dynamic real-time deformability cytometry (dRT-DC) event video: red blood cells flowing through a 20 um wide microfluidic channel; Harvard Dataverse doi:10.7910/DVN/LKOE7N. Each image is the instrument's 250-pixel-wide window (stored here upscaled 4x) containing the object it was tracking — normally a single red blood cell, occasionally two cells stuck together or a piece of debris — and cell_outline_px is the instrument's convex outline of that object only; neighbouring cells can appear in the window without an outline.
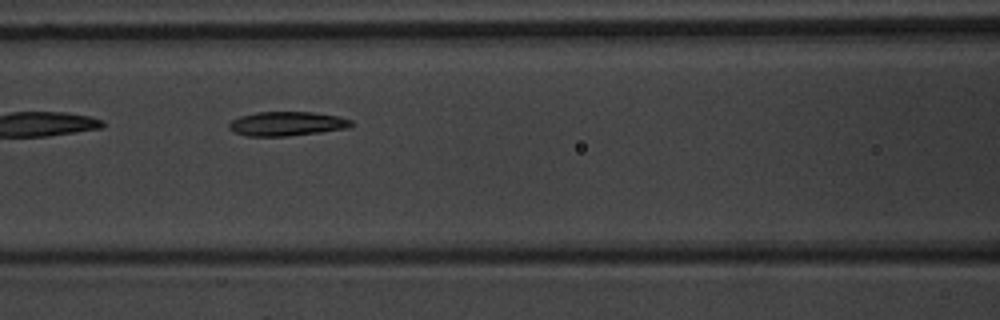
{"species": "common noctule bat (a hibernating species)", "species_latin": "Nyctalus noctula", "temperature_condition": "warm", "stored_images_in_passage": 8, "camera_frame_rate_fps": 3000, "um_per_image_px": 0.085, "animal": {"sex": "male", "body_mass_g": 20.1, "forearm_length_mm": 53.5}, "frame": {"image": 1, "passage_image": 5, "time_ms": 5.667, "image_size_px": [1000, 320], "cell_outline_px": [[352, 124], [348, 128], [320, 132], [288, 136], [248, 136], [236, 132], [228, 128], [228, 124], [232, 120], [240, 116], [256, 112], [312, 112], [336, 116], [352, 120]], "centroid_in_image_um": [24.37, 10.51], "position_along_channel_um": 142.2, "area_um2": 17.11}}
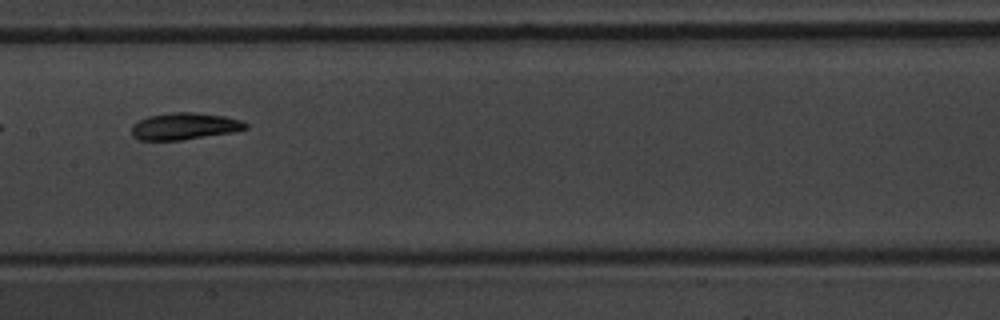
{"frame": {"image": 2, "passage_image": 6, "time_ms": 7.0, "image_size_px": [1000, 320], "cell_outline_px": [[248, 128], [236, 132], [180, 140], [140, 140], [132, 136], [132, 124], [148, 116], [172, 112], [192, 112], [224, 116], [244, 120], [248, 124]], "centroid_in_image_um": [15.72, 10.73], "position_along_channel_um": 191.7, "area_um2": 17.98}}
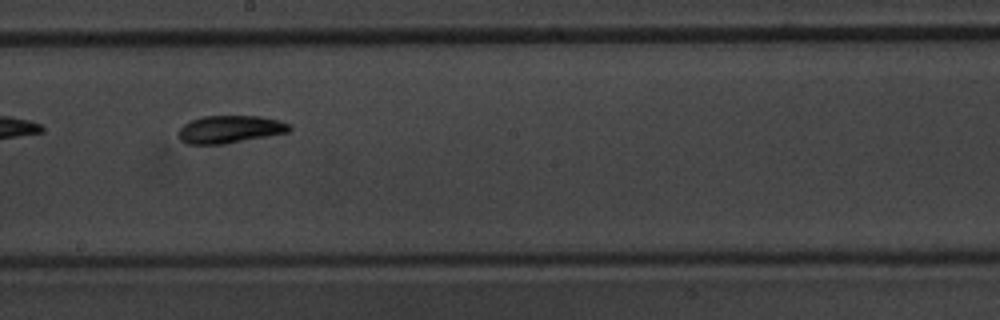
{"frame": {"image": 3, "passage_image": 7, "time_ms": 8.0, "image_size_px": [1000, 320], "cell_outline_px": [[292, 128], [288, 132], [224, 144], [188, 144], [180, 140], [180, 128], [184, 124], [192, 120], [204, 116], [260, 116], [280, 120], [288, 124]], "centroid_in_image_um": [19.56, 10.99], "position_along_channel_um": 228.6, "area_um2": 17.63}}